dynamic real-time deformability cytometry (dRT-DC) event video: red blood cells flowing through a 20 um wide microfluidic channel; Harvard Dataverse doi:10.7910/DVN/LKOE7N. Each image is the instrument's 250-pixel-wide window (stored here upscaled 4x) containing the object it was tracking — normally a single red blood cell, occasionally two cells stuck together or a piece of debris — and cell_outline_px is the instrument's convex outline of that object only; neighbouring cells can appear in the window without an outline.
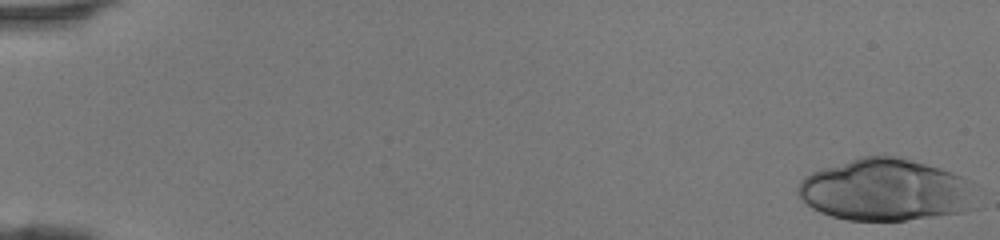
{"species": "human", "species_latin": "Homo sapiens", "temperature_condition": "room temperature", "stored_images_in_passage": 24, "camera_frame_rate_fps": 3000, "um_per_image_px": 0.085, "donor": {"sex": "female"}, "frame": {"image": 1, "passage_image": 1, "time_ms": 0.0, "image_size_px": [1000, 240], "cell_outline_px": [[976, 208], [964, 212], [904, 220], [848, 220], [832, 216], [820, 212], [812, 208], [800, 200], [796, 192], [796, 188], [800, 180], [804, 176], [812, 172], [860, 156], [892, 156], [940, 168], [952, 172], [972, 180]], "centroid_in_image_um": [75.28, 16.15], "position_along_channel_um": 9.7, "area_um2": 64.68}}